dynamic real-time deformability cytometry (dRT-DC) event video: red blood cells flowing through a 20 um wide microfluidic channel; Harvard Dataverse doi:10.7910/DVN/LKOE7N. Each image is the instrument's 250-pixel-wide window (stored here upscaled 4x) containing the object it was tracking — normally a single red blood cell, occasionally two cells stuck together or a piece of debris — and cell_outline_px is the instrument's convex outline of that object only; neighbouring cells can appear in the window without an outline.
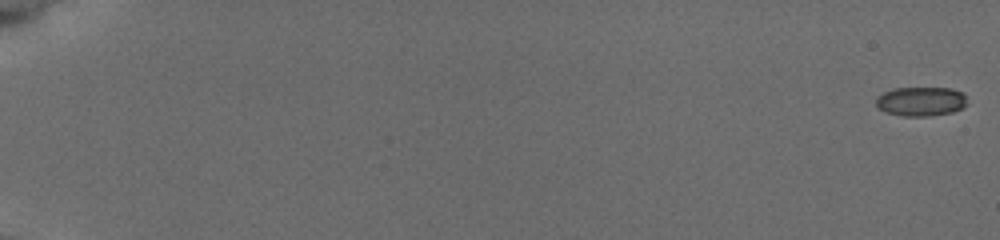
{"species": "common noctule bat (a hibernating species)", "species_latin": "Nyctalus noctula", "temperature_condition": "cold", "stored_images_in_passage": 57, "camera_frame_rate_fps": 3000, "um_per_image_px": 0.085, "animal": {"sex": "female", "body_mass_g": 19.5, "forearm_length_mm": 54.1}, "frame": {"image": 1, "passage_image": 1, "time_ms": 0.0, "image_size_px": [1000, 240], "cell_outline_px": [[968, 104], [964, 108], [952, 112], [928, 116], [900, 116], [884, 112], [876, 104], [876, 96], [892, 88], [952, 88], [964, 92]], "centroid_in_image_um": [78.3, 8.62], "position_along_channel_um": 6.7, "area_um2": 15.84}}
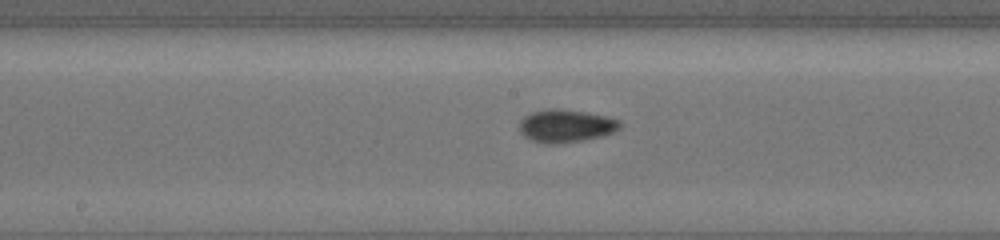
{"frame": {"image": 2, "passage_image": 33, "time_ms": 10.667, "image_size_px": [1000, 240], "cell_outline_px": [[620, 128], [604, 136], [584, 140], [560, 144], [540, 144], [528, 140], [520, 132], [520, 124], [524, 116], [532, 112], [580, 112], [604, 116], [616, 120], [620, 124]], "centroid_in_image_um": [48.07, 10.79], "position_along_channel_um": 200.1, "area_um2": 18.38}}
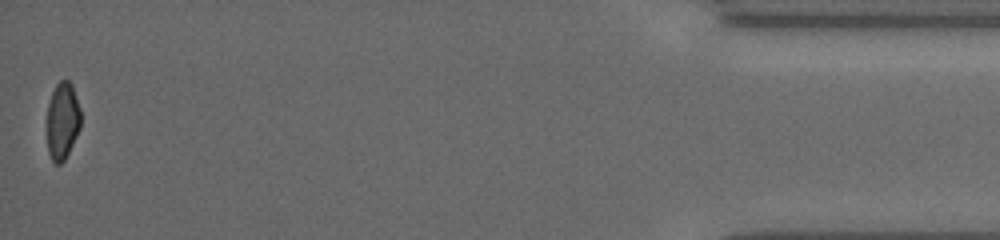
{"frame": {"image": 3, "passage_image": 57, "time_ms": 18.667, "image_size_px": [1000, 240], "cell_outline_px": [[80, 128], [64, 160], [60, 164], [56, 164], [52, 160], [48, 152], [48, 104], [52, 92], [56, 84], [60, 80], [68, 80], [72, 84], [80, 108]], "centroid_in_image_um": [5.32, 10.25], "position_along_channel_um": 429.9, "area_um2": 14.97}, "authors_computed_cell_mechanics": {"area_um2": 16.762, "velocity_mm_per_s": 3.8154, "shape_relaxation_time_tau1_ms": 6.4033, "shape_relaxation_time_tau2_ms": 3.7392, "deformation_change_tau1": 0.114, "deformation_change_tau2": 0.0819}}